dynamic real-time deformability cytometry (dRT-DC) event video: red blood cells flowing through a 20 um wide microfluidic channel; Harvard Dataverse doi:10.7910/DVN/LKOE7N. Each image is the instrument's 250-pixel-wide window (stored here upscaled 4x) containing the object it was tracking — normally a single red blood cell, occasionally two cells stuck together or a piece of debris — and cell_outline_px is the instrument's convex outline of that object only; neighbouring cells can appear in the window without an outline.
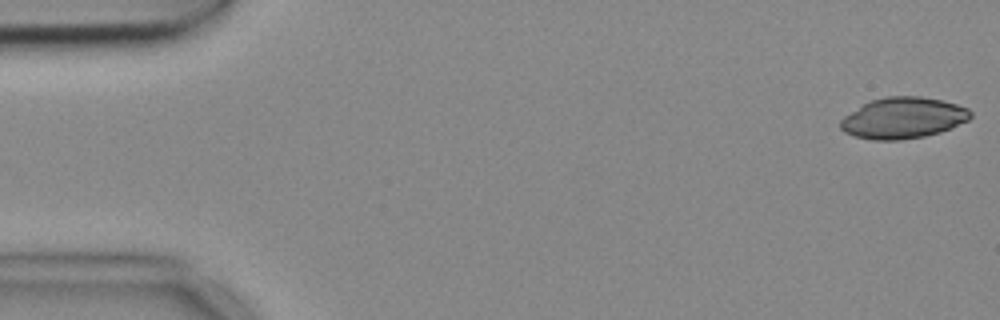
{"species": "common noctule bat (a hibernating species)", "species_latin": "Nyctalus noctula", "temperature_condition": "cold", "stored_images_in_passage": 4, "camera_frame_rate_fps": 3000, "um_per_image_px": 0.085, "animal": {"sex": "female", "body_mass_g": 18.4}, "frame": {"image": 1, "passage_image": 1, "time_ms": 0.0, "image_size_px": [1000, 320], "cell_outline_px": [[972, 116], [968, 120], [952, 128], [940, 132], [924, 136], [900, 140], [872, 140], [856, 136], [844, 132], [840, 128], [840, 120], [844, 116], [864, 104], [872, 100], [888, 96], [920, 96], [940, 100], [956, 104], [968, 108], [972, 112]], "centroid_in_image_um": [76.78, 10.03], "position_along_channel_um": 8.2, "area_um2": 31.04}}
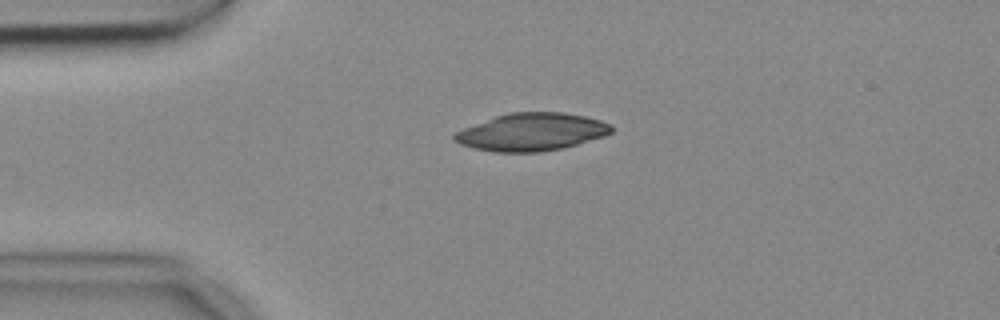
{"frame": {"image": 2, "passage_image": 4, "time_ms": 1.0, "image_size_px": [1000, 320], "cell_outline_px": [[612, 132], [604, 136], [564, 148], [540, 152], [492, 152], [460, 144], [452, 140], [452, 136], [456, 132], [464, 128], [496, 116], [508, 112], [564, 112], [584, 116], [600, 120], [612, 124]], "centroid_in_image_um": [45.19, 11.22], "position_along_channel_um": 39.8, "area_um2": 34.45}}